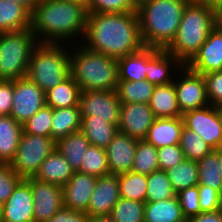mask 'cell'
<instances>
[{
	"label": "cell",
	"mask_w": 222,
	"mask_h": 222,
	"mask_svg": "<svg viewBox=\"0 0 222 222\" xmlns=\"http://www.w3.org/2000/svg\"><path fill=\"white\" fill-rule=\"evenodd\" d=\"M46 105L45 92L27 76L14 80L13 105L10 112L18 123L24 124Z\"/></svg>",
	"instance_id": "cell-11"
},
{
	"label": "cell",
	"mask_w": 222,
	"mask_h": 222,
	"mask_svg": "<svg viewBox=\"0 0 222 222\" xmlns=\"http://www.w3.org/2000/svg\"><path fill=\"white\" fill-rule=\"evenodd\" d=\"M14 80H0V110L10 115L13 105Z\"/></svg>",
	"instance_id": "cell-48"
},
{
	"label": "cell",
	"mask_w": 222,
	"mask_h": 222,
	"mask_svg": "<svg viewBox=\"0 0 222 222\" xmlns=\"http://www.w3.org/2000/svg\"><path fill=\"white\" fill-rule=\"evenodd\" d=\"M191 1H207L208 2V0H191Z\"/></svg>",
	"instance_id": "cell-61"
},
{
	"label": "cell",
	"mask_w": 222,
	"mask_h": 222,
	"mask_svg": "<svg viewBox=\"0 0 222 222\" xmlns=\"http://www.w3.org/2000/svg\"><path fill=\"white\" fill-rule=\"evenodd\" d=\"M38 41L31 29L0 33V80L26 77Z\"/></svg>",
	"instance_id": "cell-7"
},
{
	"label": "cell",
	"mask_w": 222,
	"mask_h": 222,
	"mask_svg": "<svg viewBox=\"0 0 222 222\" xmlns=\"http://www.w3.org/2000/svg\"><path fill=\"white\" fill-rule=\"evenodd\" d=\"M137 143L138 139L118 131L105 148L110 174L118 175L131 171Z\"/></svg>",
	"instance_id": "cell-19"
},
{
	"label": "cell",
	"mask_w": 222,
	"mask_h": 222,
	"mask_svg": "<svg viewBox=\"0 0 222 222\" xmlns=\"http://www.w3.org/2000/svg\"><path fill=\"white\" fill-rule=\"evenodd\" d=\"M120 197L145 202L147 193V175L132 171L118 174Z\"/></svg>",
	"instance_id": "cell-35"
},
{
	"label": "cell",
	"mask_w": 222,
	"mask_h": 222,
	"mask_svg": "<svg viewBox=\"0 0 222 222\" xmlns=\"http://www.w3.org/2000/svg\"><path fill=\"white\" fill-rule=\"evenodd\" d=\"M31 187L34 201V222H44L64 207L63 189L56 184L42 182L34 177L25 179Z\"/></svg>",
	"instance_id": "cell-13"
},
{
	"label": "cell",
	"mask_w": 222,
	"mask_h": 222,
	"mask_svg": "<svg viewBox=\"0 0 222 222\" xmlns=\"http://www.w3.org/2000/svg\"><path fill=\"white\" fill-rule=\"evenodd\" d=\"M88 222H115L110 215L89 217Z\"/></svg>",
	"instance_id": "cell-52"
},
{
	"label": "cell",
	"mask_w": 222,
	"mask_h": 222,
	"mask_svg": "<svg viewBox=\"0 0 222 222\" xmlns=\"http://www.w3.org/2000/svg\"><path fill=\"white\" fill-rule=\"evenodd\" d=\"M22 178L13 170L11 164L0 163V204H4Z\"/></svg>",
	"instance_id": "cell-44"
},
{
	"label": "cell",
	"mask_w": 222,
	"mask_h": 222,
	"mask_svg": "<svg viewBox=\"0 0 222 222\" xmlns=\"http://www.w3.org/2000/svg\"><path fill=\"white\" fill-rule=\"evenodd\" d=\"M186 222H222V213L219 210L212 212H202L187 219Z\"/></svg>",
	"instance_id": "cell-50"
},
{
	"label": "cell",
	"mask_w": 222,
	"mask_h": 222,
	"mask_svg": "<svg viewBox=\"0 0 222 222\" xmlns=\"http://www.w3.org/2000/svg\"><path fill=\"white\" fill-rule=\"evenodd\" d=\"M121 102L116 91H81L79 107L81 117L94 116L118 126Z\"/></svg>",
	"instance_id": "cell-12"
},
{
	"label": "cell",
	"mask_w": 222,
	"mask_h": 222,
	"mask_svg": "<svg viewBox=\"0 0 222 222\" xmlns=\"http://www.w3.org/2000/svg\"><path fill=\"white\" fill-rule=\"evenodd\" d=\"M186 221L177 196L156 202H145L144 222Z\"/></svg>",
	"instance_id": "cell-25"
},
{
	"label": "cell",
	"mask_w": 222,
	"mask_h": 222,
	"mask_svg": "<svg viewBox=\"0 0 222 222\" xmlns=\"http://www.w3.org/2000/svg\"><path fill=\"white\" fill-rule=\"evenodd\" d=\"M191 0H147L137 6L144 46L166 49L174 40Z\"/></svg>",
	"instance_id": "cell-4"
},
{
	"label": "cell",
	"mask_w": 222,
	"mask_h": 222,
	"mask_svg": "<svg viewBox=\"0 0 222 222\" xmlns=\"http://www.w3.org/2000/svg\"><path fill=\"white\" fill-rule=\"evenodd\" d=\"M159 170H168L185 160L184 153L179 144L167 145L157 149Z\"/></svg>",
	"instance_id": "cell-45"
},
{
	"label": "cell",
	"mask_w": 222,
	"mask_h": 222,
	"mask_svg": "<svg viewBox=\"0 0 222 222\" xmlns=\"http://www.w3.org/2000/svg\"><path fill=\"white\" fill-rule=\"evenodd\" d=\"M155 85L147 80L119 81L116 93L122 104L147 103L149 104Z\"/></svg>",
	"instance_id": "cell-33"
},
{
	"label": "cell",
	"mask_w": 222,
	"mask_h": 222,
	"mask_svg": "<svg viewBox=\"0 0 222 222\" xmlns=\"http://www.w3.org/2000/svg\"><path fill=\"white\" fill-rule=\"evenodd\" d=\"M176 196L186 220L201 213L198 185L181 190Z\"/></svg>",
	"instance_id": "cell-43"
},
{
	"label": "cell",
	"mask_w": 222,
	"mask_h": 222,
	"mask_svg": "<svg viewBox=\"0 0 222 222\" xmlns=\"http://www.w3.org/2000/svg\"><path fill=\"white\" fill-rule=\"evenodd\" d=\"M149 106L156 118H174L182 116L177 103L174 82L155 86Z\"/></svg>",
	"instance_id": "cell-24"
},
{
	"label": "cell",
	"mask_w": 222,
	"mask_h": 222,
	"mask_svg": "<svg viewBox=\"0 0 222 222\" xmlns=\"http://www.w3.org/2000/svg\"><path fill=\"white\" fill-rule=\"evenodd\" d=\"M78 172L96 177L109 175L106 150L94 145H89L83 154L81 167Z\"/></svg>",
	"instance_id": "cell-37"
},
{
	"label": "cell",
	"mask_w": 222,
	"mask_h": 222,
	"mask_svg": "<svg viewBox=\"0 0 222 222\" xmlns=\"http://www.w3.org/2000/svg\"><path fill=\"white\" fill-rule=\"evenodd\" d=\"M219 164L222 173V147L218 149Z\"/></svg>",
	"instance_id": "cell-54"
},
{
	"label": "cell",
	"mask_w": 222,
	"mask_h": 222,
	"mask_svg": "<svg viewBox=\"0 0 222 222\" xmlns=\"http://www.w3.org/2000/svg\"><path fill=\"white\" fill-rule=\"evenodd\" d=\"M136 6L140 5L141 3H143L144 1H147V0H132Z\"/></svg>",
	"instance_id": "cell-57"
},
{
	"label": "cell",
	"mask_w": 222,
	"mask_h": 222,
	"mask_svg": "<svg viewBox=\"0 0 222 222\" xmlns=\"http://www.w3.org/2000/svg\"><path fill=\"white\" fill-rule=\"evenodd\" d=\"M70 46L39 43L32 51L26 76L45 93L63 82L71 75Z\"/></svg>",
	"instance_id": "cell-6"
},
{
	"label": "cell",
	"mask_w": 222,
	"mask_h": 222,
	"mask_svg": "<svg viewBox=\"0 0 222 222\" xmlns=\"http://www.w3.org/2000/svg\"><path fill=\"white\" fill-rule=\"evenodd\" d=\"M70 74L81 91H116L117 59L88 49L81 42L71 44Z\"/></svg>",
	"instance_id": "cell-5"
},
{
	"label": "cell",
	"mask_w": 222,
	"mask_h": 222,
	"mask_svg": "<svg viewBox=\"0 0 222 222\" xmlns=\"http://www.w3.org/2000/svg\"><path fill=\"white\" fill-rule=\"evenodd\" d=\"M145 202L120 197L110 216L115 222H144Z\"/></svg>",
	"instance_id": "cell-40"
},
{
	"label": "cell",
	"mask_w": 222,
	"mask_h": 222,
	"mask_svg": "<svg viewBox=\"0 0 222 222\" xmlns=\"http://www.w3.org/2000/svg\"><path fill=\"white\" fill-rule=\"evenodd\" d=\"M219 23L222 25V3L219 5Z\"/></svg>",
	"instance_id": "cell-55"
},
{
	"label": "cell",
	"mask_w": 222,
	"mask_h": 222,
	"mask_svg": "<svg viewBox=\"0 0 222 222\" xmlns=\"http://www.w3.org/2000/svg\"><path fill=\"white\" fill-rule=\"evenodd\" d=\"M177 103L180 112L204 108L210 105L206 92L204 76L192 72L186 65L180 69L174 79Z\"/></svg>",
	"instance_id": "cell-9"
},
{
	"label": "cell",
	"mask_w": 222,
	"mask_h": 222,
	"mask_svg": "<svg viewBox=\"0 0 222 222\" xmlns=\"http://www.w3.org/2000/svg\"><path fill=\"white\" fill-rule=\"evenodd\" d=\"M4 116V114L2 113V111L0 110V117Z\"/></svg>",
	"instance_id": "cell-62"
},
{
	"label": "cell",
	"mask_w": 222,
	"mask_h": 222,
	"mask_svg": "<svg viewBox=\"0 0 222 222\" xmlns=\"http://www.w3.org/2000/svg\"><path fill=\"white\" fill-rule=\"evenodd\" d=\"M3 1H14L17 4H20L21 6L25 7L30 13L33 12L34 8L38 4L39 0H3Z\"/></svg>",
	"instance_id": "cell-51"
},
{
	"label": "cell",
	"mask_w": 222,
	"mask_h": 222,
	"mask_svg": "<svg viewBox=\"0 0 222 222\" xmlns=\"http://www.w3.org/2000/svg\"><path fill=\"white\" fill-rule=\"evenodd\" d=\"M158 170L157 148L144 139L138 140L131 171L148 176Z\"/></svg>",
	"instance_id": "cell-36"
},
{
	"label": "cell",
	"mask_w": 222,
	"mask_h": 222,
	"mask_svg": "<svg viewBox=\"0 0 222 222\" xmlns=\"http://www.w3.org/2000/svg\"><path fill=\"white\" fill-rule=\"evenodd\" d=\"M88 219L89 216L86 212L62 207L55 215L44 222H88Z\"/></svg>",
	"instance_id": "cell-49"
},
{
	"label": "cell",
	"mask_w": 222,
	"mask_h": 222,
	"mask_svg": "<svg viewBox=\"0 0 222 222\" xmlns=\"http://www.w3.org/2000/svg\"><path fill=\"white\" fill-rule=\"evenodd\" d=\"M155 119L156 117L147 103L121 104L118 131L143 140Z\"/></svg>",
	"instance_id": "cell-14"
},
{
	"label": "cell",
	"mask_w": 222,
	"mask_h": 222,
	"mask_svg": "<svg viewBox=\"0 0 222 222\" xmlns=\"http://www.w3.org/2000/svg\"><path fill=\"white\" fill-rule=\"evenodd\" d=\"M118 62V81L146 80L148 69V47L123 56Z\"/></svg>",
	"instance_id": "cell-26"
},
{
	"label": "cell",
	"mask_w": 222,
	"mask_h": 222,
	"mask_svg": "<svg viewBox=\"0 0 222 222\" xmlns=\"http://www.w3.org/2000/svg\"><path fill=\"white\" fill-rule=\"evenodd\" d=\"M206 82L207 97L216 106L222 100V70L203 74Z\"/></svg>",
	"instance_id": "cell-46"
},
{
	"label": "cell",
	"mask_w": 222,
	"mask_h": 222,
	"mask_svg": "<svg viewBox=\"0 0 222 222\" xmlns=\"http://www.w3.org/2000/svg\"><path fill=\"white\" fill-rule=\"evenodd\" d=\"M89 145L87 137L81 131H77L56 140L55 149L65 157L73 171L78 172L83 154Z\"/></svg>",
	"instance_id": "cell-28"
},
{
	"label": "cell",
	"mask_w": 222,
	"mask_h": 222,
	"mask_svg": "<svg viewBox=\"0 0 222 222\" xmlns=\"http://www.w3.org/2000/svg\"><path fill=\"white\" fill-rule=\"evenodd\" d=\"M174 192L198 185L197 161L183 160L177 166L166 170Z\"/></svg>",
	"instance_id": "cell-34"
},
{
	"label": "cell",
	"mask_w": 222,
	"mask_h": 222,
	"mask_svg": "<svg viewBox=\"0 0 222 222\" xmlns=\"http://www.w3.org/2000/svg\"><path fill=\"white\" fill-rule=\"evenodd\" d=\"M199 204L202 212H212L220 209V193L206 185H198Z\"/></svg>",
	"instance_id": "cell-47"
},
{
	"label": "cell",
	"mask_w": 222,
	"mask_h": 222,
	"mask_svg": "<svg viewBox=\"0 0 222 222\" xmlns=\"http://www.w3.org/2000/svg\"><path fill=\"white\" fill-rule=\"evenodd\" d=\"M218 111L222 114V100L216 105Z\"/></svg>",
	"instance_id": "cell-56"
},
{
	"label": "cell",
	"mask_w": 222,
	"mask_h": 222,
	"mask_svg": "<svg viewBox=\"0 0 222 222\" xmlns=\"http://www.w3.org/2000/svg\"><path fill=\"white\" fill-rule=\"evenodd\" d=\"M22 133V124L12 116L0 117V163L11 164L13 162Z\"/></svg>",
	"instance_id": "cell-23"
},
{
	"label": "cell",
	"mask_w": 222,
	"mask_h": 222,
	"mask_svg": "<svg viewBox=\"0 0 222 222\" xmlns=\"http://www.w3.org/2000/svg\"><path fill=\"white\" fill-rule=\"evenodd\" d=\"M97 177L74 172L70 180L62 187L64 207L86 212L94 192Z\"/></svg>",
	"instance_id": "cell-20"
},
{
	"label": "cell",
	"mask_w": 222,
	"mask_h": 222,
	"mask_svg": "<svg viewBox=\"0 0 222 222\" xmlns=\"http://www.w3.org/2000/svg\"><path fill=\"white\" fill-rule=\"evenodd\" d=\"M184 126L182 116L174 118H156L149 128L145 141L157 149L180 144L181 131Z\"/></svg>",
	"instance_id": "cell-21"
},
{
	"label": "cell",
	"mask_w": 222,
	"mask_h": 222,
	"mask_svg": "<svg viewBox=\"0 0 222 222\" xmlns=\"http://www.w3.org/2000/svg\"><path fill=\"white\" fill-rule=\"evenodd\" d=\"M208 2H213L219 5L220 3H222V0H208Z\"/></svg>",
	"instance_id": "cell-58"
},
{
	"label": "cell",
	"mask_w": 222,
	"mask_h": 222,
	"mask_svg": "<svg viewBox=\"0 0 222 222\" xmlns=\"http://www.w3.org/2000/svg\"><path fill=\"white\" fill-rule=\"evenodd\" d=\"M166 171L158 170L147 176V193L145 202H156L175 197Z\"/></svg>",
	"instance_id": "cell-38"
},
{
	"label": "cell",
	"mask_w": 222,
	"mask_h": 222,
	"mask_svg": "<svg viewBox=\"0 0 222 222\" xmlns=\"http://www.w3.org/2000/svg\"><path fill=\"white\" fill-rule=\"evenodd\" d=\"M82 44L117 60L141 50L137 12L89 13Z\"/></svg>",
	"instance_id": "cell-1"
},
{
	"label": "cell",
	"mask_w": 222,
	"mask_h": 222,
	"mask_svg": "<svg viewBox=\"0 0 222 222\" xmlns=\"http://www.w3.org/2000/svg\"><path fill=\"white\" fill-rule=\"evenodd\" d=\"M119 200L118 175L97 177L86 213L89 217L110 215Z\"/></svg>",
	"instance_id": "cell-17"
},
{
	"label": "cell",
	"mask_w": 222,
	"mask_h": 222,
	"mask_svg": "<svg viewBox=\"0 0 222 222\" xmlns=\"http://www.w3.org/2000/svg\"><path fill=\"white\" fill-rule=\"evenodd\" d=\"M88 14L87 5L62 0H39L31 13L30 29L38 43H81Z\"/></svg>",
	"instance_id": "cell-2"
},
{
	"label": "cell",
	"mask_w": 222,
	"mask_h": 222,
	"mask_svg": "<svg viewBox=\"0 0 222 222\" xmlns=\"http://www.w3.org/2000/svg\"><path fill=\"white\" fill-rule=\"evenodd\" d=\"M55 148L56 141L52 137L32 135L23 131L11 166L22 179L34 177L42 162Z\"/></svg>",
	"instance_id": "cell-8"
},
{
	"label": "cell",
	"mask_w": 222,
	"mask_h": 222,
	"mask_svg": "<svg viewBox=\"0 0 222 222\" xmlns=\"http://www.w3.org/2000/svg\"><path fill=\"white\" fill-rule=\"evenodd\" d=\"M1 210H2V205L0 204V222H2Z\"/></svg>",
	"instance_id": "cell-60"
},
{
	"label": "cell",
	"mask_w": 222,
	"mask_h": 222,
	"mask_svg": "<svg viewBox=\"0 0 222 222\" xmlns=\"http://www.w3.org/2000/svg\"><path fill=\"white\" fill-rule=\"evenodd\" d=\"M218 24V4L190 1L184 9L174 40L165 50L186 65Z\"/></svg>",
	"instance_id": "cell-3"
},
{
	"label": "cell",
	"mask_w": 222,
	"mask_h": 222,
	"mask_svg": "<svg viewBox=\"0 0 222 222\" xmlns=\"http://www.w3.org/2000/svg\"><path fill=\"white\" fill-rule=\"evenodd\" d=\"M81 119L79 106L52 108L51 137L56 141L68 134L80 131Z\"/></svg>",
	"instance_id": "cell-30"
},
{
	"label": "cell",
	"mask_w": 222,
	"mask_h": 222,
	"mask_svg": "<svg viewBox=\"0 0 222 222\" xmlns=\"http://www.w3.org/2000/svg\"><path fill=\"white\" fill-rule=\"evenodd\" d=\"M180 147L185 159L198 161L213 149L200 137L198 133L183 126L180 137Z\"/></svg>",
	"instance_id": "cell-39"
},
{
	"label": "cell",
	"mask_w": 222,
	"mask_h": 222,
	"mask_svg": "<svg viewBox=\"0 0 222 222\" xmlns=\"http://www.w3.org/2000/svg\"><path fill=\"white\" fill-rule=\"evenodd\" d=\"M31 13L14 1L0 0V33L29 29Z\"/></svg>",
	"instance_id": "cell-29"
},
{
	"label": "cell",
	"mask_w": 222,
	"mask_h": 222,
	"mask_svg": "<svg viewBox=\"0 0 222 222\" xmlns=\"http://www.w3.org/2000/svg\"><path fill=\"white\" fill-rule=\"evenodd\" d=\"M182 119L184 126L198 133L213 150L222 147V115L216 106L186 111Z\"/></svg>",
	"instance_id": "cell-10"
},
{
	"label": "cell",
	"mask_w": 222,
	"mask_h": 222,
	"mask_svg": "<svg viewBox=\"0 0 222 222\" xmlns=\"http://www.w3.org/2000/svg\"><path fill=\"white\" fill-rule=\"evenodd\" d=\"M89 13H130L137 12L132 0H88Z\"/></svg>",
	"instance_id": "cell-42"
},
{
	"label": "cell",
	"mask_w": 222,
	"mask_h": 222,
	"mask_svg": "<svg viewBox=\"0 0 222 222\" xmlns=\"http://www.w3.org/2000/svg\"><path fill=\"white\" fill-rule=\"evenodd\" d=\"M62 1H67V2L81 4V5H87L88 4V0H62Z\"/></svg>",
	"instance_id": "cell-53"
},
{
	"label": "cell",
	"mask_w": 222,
	"mask_h": 222,
	"mask_svg": "<svg viewBox=\"0 0 222 222\" xmlns=\"http://www.w3.org/2000/svg\"><path fill=\"white\" fill-rule=\"evenodd\" d=\"M74 174L65 157L56 149L42 162L34 178L63 187Z\"/></svg>",
	"instance_id": "cell-22"
},
{
	"label": "cell",
	"mask_w": 222,
	"mask_h": 222,
	"mask_svg": "<svg viewBox=\"0 0 222 222\" xmlns=\"http://www.w3.org/2000/svg\"><path fill=\"white\" fill-rule=\"evenodd\" d=\"M198 185H206L222 193V173L219 164L218 149L197 161Z\"/></svg>",
	"instance_id": "cell-32"
},
{
	"label": "cell",
	"mask_w": 222,
	"mask_h": 222,
	"mask_svg": "<svg viewBox=\"0 0 222 222\" xmlns=\"http://www.w3.org/2000/svg\"><path fill=\"white\" fill-rule=\"evenodd\" d=\"M34 201L30 184L22 179L2 204V222H34Z\"/></svg>",
	"instance_id": "cell-16"
},
{
	"label": "cell",
	"mask_w": 222,
	"mask_h": 222,
	"mask_svg": "<svg viewBox=\"0 0 222 222\" xmlns=\"http://www.w3.org/2000/svg\"><path fill=\"white\" fill-rule=\"evenodd\" d=\"M186 66L192 72L201 75L222 70V25L220 23L210 32L200 50Z\"/></svg>",
	"instance_id": "cell-15"
},
{
	"label": "cell",
	"mask_w": 222,
	"mask_h": 222,
	"mask_svg": "<svg viewBox=\"0 0 222 222\" xmlns=\"http://www.w3.org/2000/svg\"><path fill=\"white\" fill-rule=\"evenodd\" d=\"M80 131L87 137L90 145L106 148L118 133V126L94 116L81 117Z\"/></svg>",
	"instance_id": "cell-27"
},
{
	"label": "cell",
	"mask_w": 222,
	"mask_h": 222,
	"mask_svg": "<svg viewBox=\"0 0 222 222\" xmlns=\"http://www.w3.org/2000/svg\"><path fill=\"white\" fill-rule=\"evenodd\" d=\"M184 64L165 49L148 47V69L146 80L155 86L174 82ZM173 69V70H172Z\"/></svg>",
	"instance_id": "cell-18"
},
{
	"label": "cell",
	"mask_w": 222,
	"mask_h": 222,
	"mask_svg": "<svg viewBox=\"0 0 222 222\" xmlns=\"http://www.w3.org/2000/svg\"><path fill=\"white\" fill-rule=\"evenodd\" d=\"M80 88L70 75L60 84L45 93L46 106L68 108L79 106Z\"/></svg>",
	"instance_id": "cell-31"
},
{
	"label": "cell",
	"mask_w": 222,
	"mask_h": 222,
	"mask_svg": "<svg viewBox=\"0 0 222 222\" xmlns=\"http://www.w3.org/2000/svg\"><path fill=\"white\" fill-rule=\"evenodd\" d=\"M219 211L222 213V193L220 194V209Z\"/></svg>",
	"instance_id": "cell-59"
},
{
	"label": "cell",
	"mask_w": 222,
	"mask_h": 222,
	"mask_svg": "<svg viewBox=\"0 0 222 222\" xmlns=\"http://www.w3.org/2000/svg\"><path fill=\"white\" fill-rule=\"evenodd\" d=\"M52 107L44 106L22 125L23 131L32 135L51 137Z\"/></svg>",
	"instance_id": "cell-41"
}]
</instances>
